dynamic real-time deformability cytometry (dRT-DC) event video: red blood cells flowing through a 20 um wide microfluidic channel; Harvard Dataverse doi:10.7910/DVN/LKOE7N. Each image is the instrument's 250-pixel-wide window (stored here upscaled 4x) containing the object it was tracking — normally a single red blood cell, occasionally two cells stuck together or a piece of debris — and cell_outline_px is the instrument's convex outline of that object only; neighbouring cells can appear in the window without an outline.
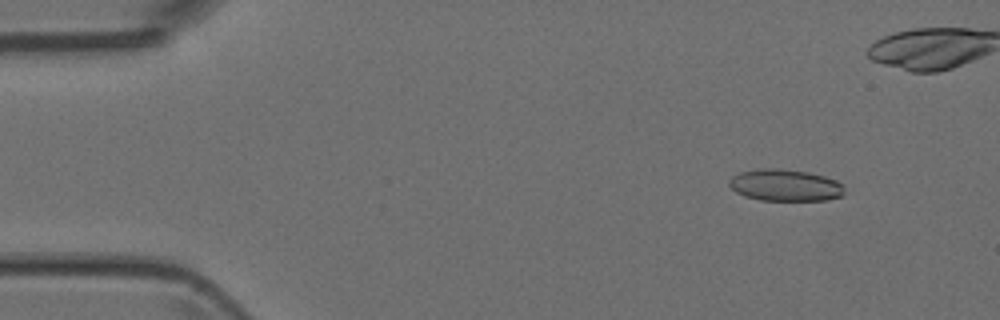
{"species": "Egyptian fruit bat (a non-hibernating species)", "species_latin": "Rousettus aegyptiacus", "temperature_condition": "room temperature", "stored_images_in_passage": 44, "camera_frame_rate_fps": 3000, "um_per_image_px": 0.085, "animal": {"sex": "female"}, "frame": {"image": 1, "passage_image": 6, "time_ms": 1.667, "image_size_px": [1000, 320], "cell_outline_px": [[844, 196], [828, 200], [760, 200], [744, 196], [736, 192], [728, 184], [728, 180], [732, 176], [740, 172], [760, 168], [780, 168], [808, 172], [824, 176], [836, 180], [844, 184]], "centroid_in_image_um": [66.76, 15.74], "position_along_channel_um": 18.2, "area_um2": 21.62}}
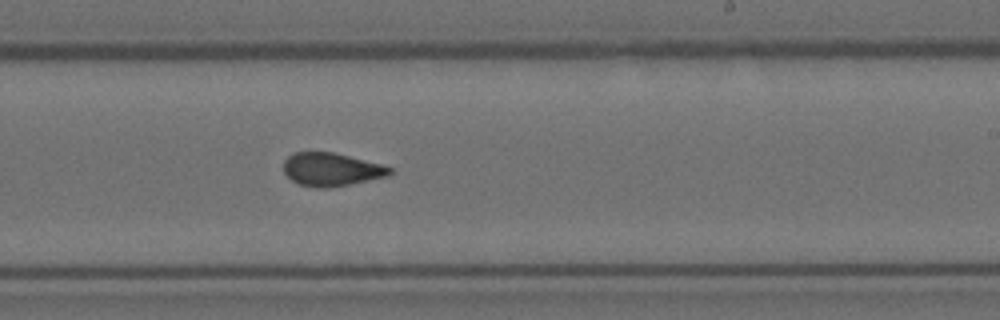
{"frame": {"image": 2, "passage_image": 31, "time_ms": 10.0, "image_size_px": [1000, 320], "cell_outline_px": [[392, 172], [388, 176], [332, 188], [316, 188], [300, 184], [292, 180], [284, 172], [284, 160], [292, 152], [332, 152], [380, 164], [392, 168]], "centroid_in_image_um": [28.15, 14.41], "position_along_channel_um": 260.9, "area_um2": 20.46}}
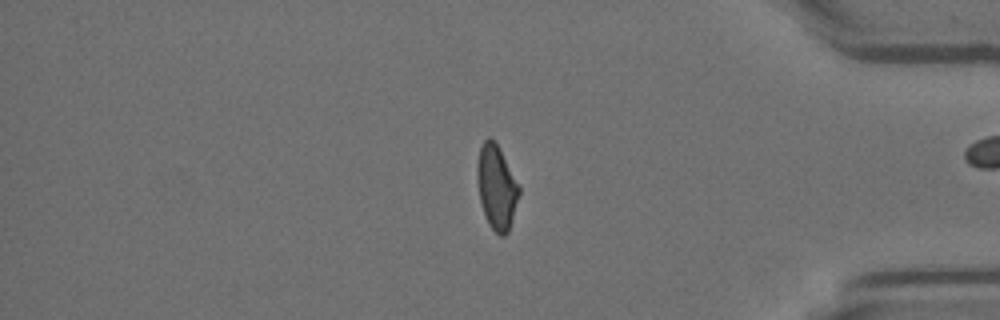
{"frame": {"image": 3, "passage_image": 43, "time_ms": 14.0, "image_size_px": [1000, 320], "cell_outline_px": [[520, 192], [508, 232], [504, 236], [500, 236], [488, 224], [480, 200], [476, 172], [476, 164], [480, 148], [484, 140], [488, 136], [496, 144], [520, 184]], "centroid_in_image_um": [42.21, 15.91], "position_along_channel_um": 393.0, "area_um2": 20.35}}